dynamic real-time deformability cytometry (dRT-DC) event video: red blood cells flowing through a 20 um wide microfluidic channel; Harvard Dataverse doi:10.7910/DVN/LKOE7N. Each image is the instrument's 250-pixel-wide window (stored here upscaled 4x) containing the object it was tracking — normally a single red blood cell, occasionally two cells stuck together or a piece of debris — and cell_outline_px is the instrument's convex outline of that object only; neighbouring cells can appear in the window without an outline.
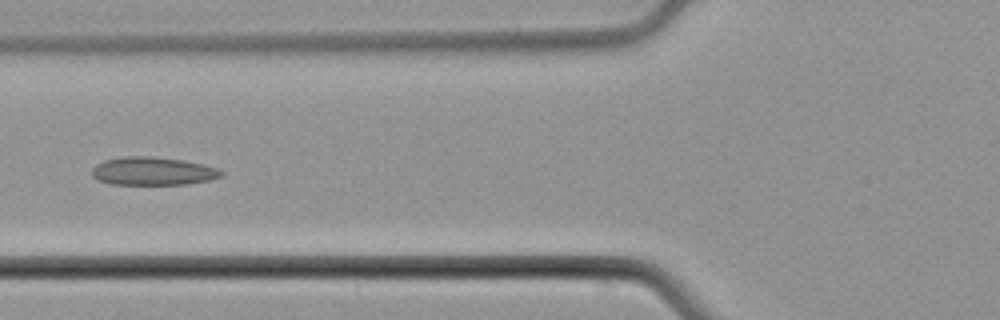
{"species": "common noctule bat (a hibernating species)", "species_latin": "Nyctalus noctula", "temperature_condition": "cold", "stored_images_in_passage": 6, "camera_frame_rate_fps": 3000, "um_per_image_px": 0.085, "animal": {"sex": "male", "body_mass_g": 21.5, "forearm_length_mm": 52.0}, "frame": {"image": 1, "passage_image": 6, "time_ms": 6.333, "image_size_px": [1000, 320], "cell_outline_px": [[224, 176], [208, 180], [188, 184], [112, 184], [96, 180], [92, 176], [92, 168], [96, 164], [104, 160], [124, 156], [152, 156], [184, 160], [204, 164], [216, 168], [224, 172]], "centroid_in_image_um": [12.99, 14.54], "position_along_channel_um": 112.8, "area_um2": 21.39}}